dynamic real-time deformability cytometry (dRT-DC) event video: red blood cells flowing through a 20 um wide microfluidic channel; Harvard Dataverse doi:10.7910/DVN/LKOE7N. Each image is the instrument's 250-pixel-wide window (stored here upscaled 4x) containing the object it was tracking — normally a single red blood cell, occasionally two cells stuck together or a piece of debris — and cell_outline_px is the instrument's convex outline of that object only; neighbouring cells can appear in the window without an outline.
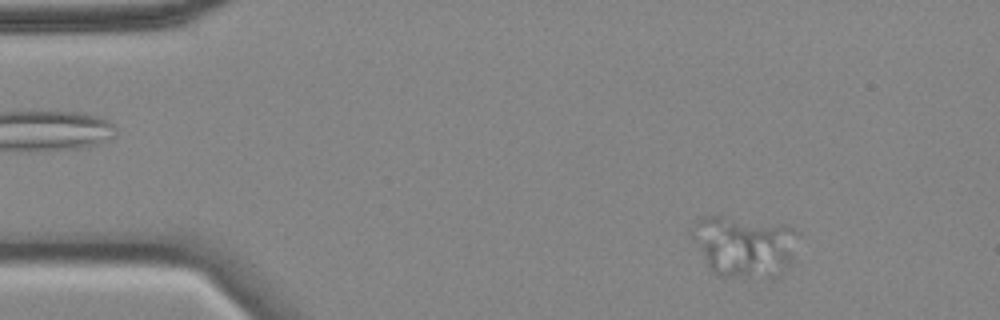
{"species": "common noctule bat (a hibernating species)", "species_latin": "Nyctalus noctula", "temperature_condition": "cold", "stored_images_in_passage": 56, "camera_frame_rate_fps": 3000, "um_per_image_px": 0.085, "animal": {"sex": "female", "body_mass_g": 18.4}, "frame": {"image": 1, "passage_image": 5, "time_ms": 1.333, "image_size_px": [1000, 320], "cell_outline_px": [[800, 232], [792, 264], [780, 276], [772, 280], [724, 276], [712, 272], [688, 232], [692, 224], [696, 220], [704, 216], [720, 216], [784, 224]], "centroid_in_image_um": [63.32, 20.95], "position_along_channel_um": 21.7, "area_um2": 39.02}}
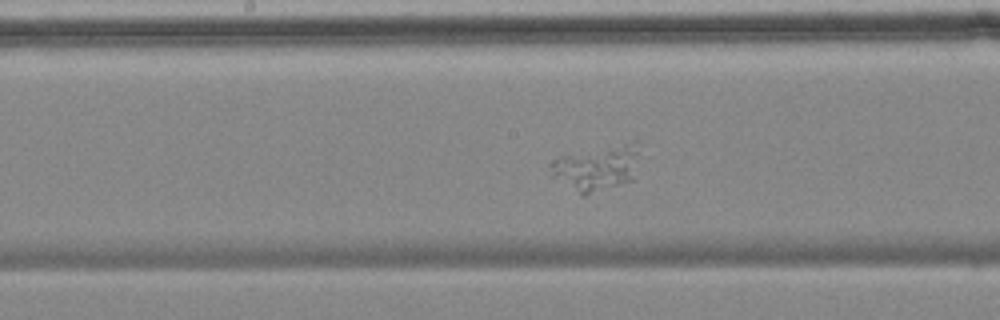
{"frame": {"image": 2, "passage_image": 27, "time_ms": 8.667, "image_size_px": [1000, 320], "cell_outline_px": [[636, 152], [632, 180], [584, 196], [580, 196], [552, 176], [552, 160], [560, 156], [636, 140]], "centroid_in_image_um": [50.67, 14.29], "position_along_channel_um": 197.5, "area_um2": 22.89}}
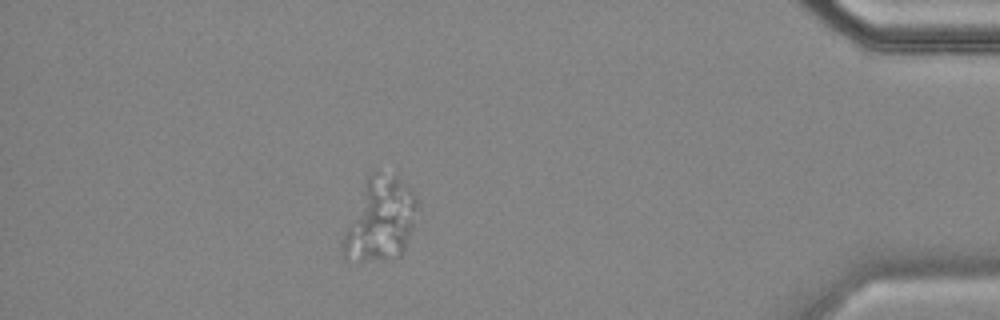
{"frame": {"image": 3, "passage_image": 49, "time_ms": 16.0, "image_size_px": [1000, 320], "cell_outline_px": [[416, 208], [412, 224], [404, 252], [400, 256], [388, 260], [344, 260], [340, 252], [340, 244], [344, 232], [364, 180], [372, 172], [376, 172], [396, 176], [416, 196]], "centroid_in_image_um": [32.25, 18.7], "position_along_channel_um": 403.0, "area_um2": 35.95}}